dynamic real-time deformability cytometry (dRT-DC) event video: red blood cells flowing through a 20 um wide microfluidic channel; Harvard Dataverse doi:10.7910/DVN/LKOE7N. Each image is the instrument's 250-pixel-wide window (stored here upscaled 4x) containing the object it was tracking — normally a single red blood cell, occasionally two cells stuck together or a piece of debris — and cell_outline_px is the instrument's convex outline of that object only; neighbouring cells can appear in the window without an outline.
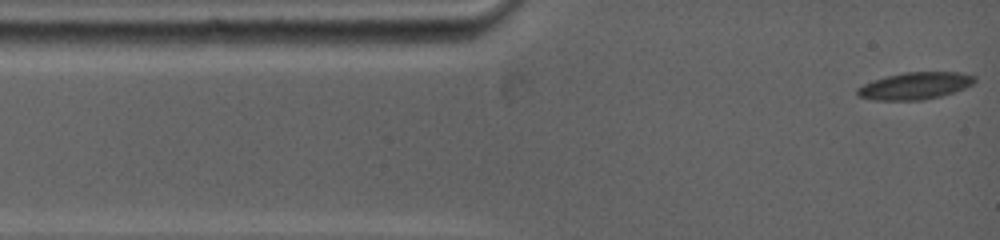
{"species": "common noctule bat (a hibernating species)", "species_latin": "Nyctalus noctula", "temperature_condition": "warm", "stored_images_in_passage": 86, "camera_frame_rate_fps": 5000, "um_per_image_px": 0.085, "animal": {"sex": "female", "body_mass_g": 19.0, "forearm_length_mm": 53.3}, "frame": {"image": 1, "passage_image": 1, "time_ms": 0.0, "image_size_px": [1000, 240], "cell_outline_px": [[976, 80], [972, 84], [964, 88], [940, 96], [924, 100], [872, 100], [860, 96], [856, 92], [856, 88], [872, 80], [904, 72], [960, 72], [976, 76]], "centroid_in_image_um": [77.77, 7.29], "position_along_channel_um": 7.2, "area_um2": 18.44}}
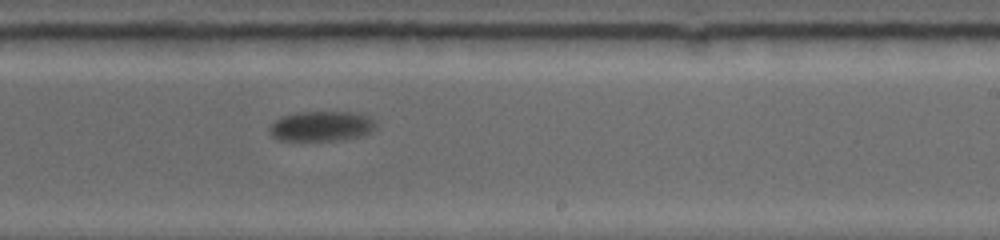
{"frame": {"image": 2, "passage_image": 39, "time_ms": 8.2, "image_size_px": [1000, 240], "cell_outline_px": [[376, 128], [360, 136], [332, 140], [280, 140], [272, 136], [268, 132], [268, 128], [280, 116], [296, 112], [356, 112], [368, 116], [376, 124]], "centroid_in_image_um": [27.28, 10.71], "position_along_channel_um": 261.7, "area_um2": 18.5}}
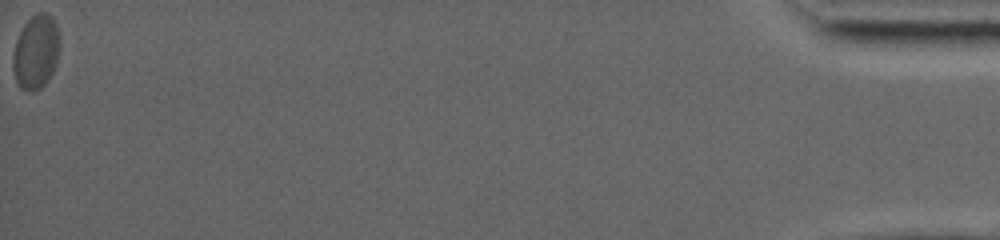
{"frame": {"image": 3, "passage_image": 86, "time_ms": 17.6, "image_size_px": [1000, 240], "cell_outline_px": [[60, 48], [56, 64], [48, 80], [40, 88], [32, 92], [28, 92], [20, 88], [16, 80], [12, 68], [12, 60], [16, 40], [24, 24], [36, 12], [44, 12], [52, 16], [56, 24], [60, 40]], "centroid_in_image_um": [3.06, 4.42], "position_along_channel_um": 432.1, "area_um2": 20.4}, "authors_computed_cell_mechanics": {"area_um2": 19.4497, "velocity_mm_per_s": 3.6765, "shape_relaxation_time_tau1_ms": 3.4852, "shape_relaxation_time_tau2_ms": null, "deformation_change_tau1": 0.0637, "deformation_change_tau2": null}}